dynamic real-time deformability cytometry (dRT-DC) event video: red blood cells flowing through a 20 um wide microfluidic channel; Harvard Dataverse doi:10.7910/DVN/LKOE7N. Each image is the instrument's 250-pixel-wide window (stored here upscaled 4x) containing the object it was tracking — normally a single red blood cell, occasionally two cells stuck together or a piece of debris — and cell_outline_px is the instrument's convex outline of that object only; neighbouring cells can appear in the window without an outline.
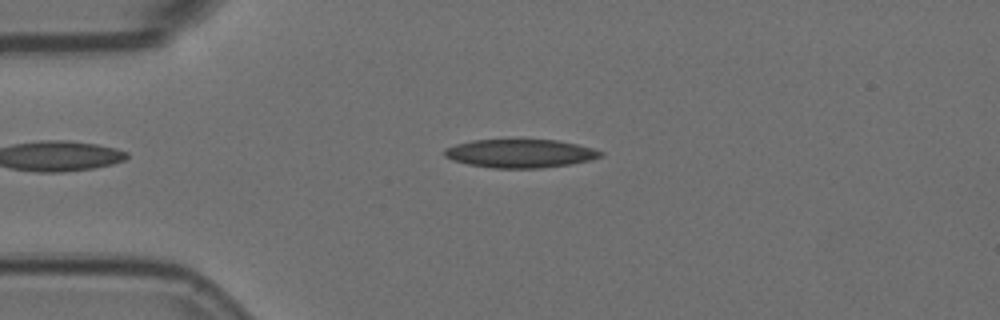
{"species": "Egyptian fruit bat (a non-hibernating species)", "species_latin": "Rousettus aegyptiacus", "temperature_condition": "room temperature", "stored_images_in_passage": 6, "camera_frame_rate_fps": 3000, "um_per_image_px": 0.085, "animal": {"sex": "female"}, "frame": {"image": 1, "passage_image": 4, "time_ms": 1.0, "image_size_px": [1000, 320], "cell_outline_px": [[604, 152], [600, 156], [592, 160], [568, 164], [540, 168], [492, 168], [468, 164], [452, 160], [444, 156], [444, 148], [456, 144], [472, 140], [556, 140], [576, 144], [592, 148]], "centroid_in_image_um": [44.18, 13.04], "position_along_channel_um": 40.8, "area_um2": 25.72}}
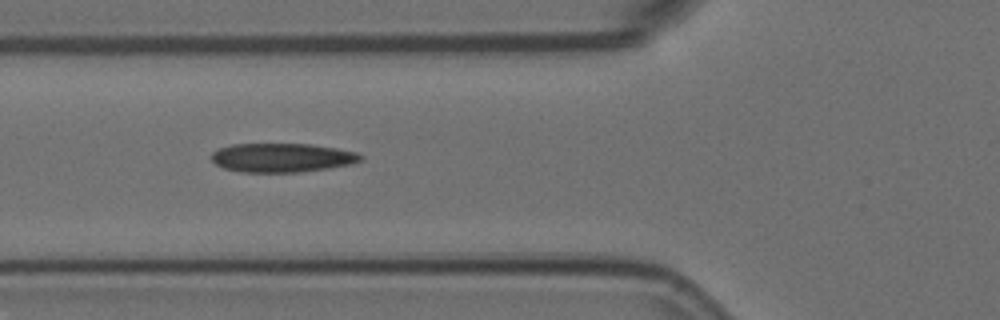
{"frame": {"image": 2, "passage_image": 6, "time_ms": 1.667, "image_size_px": [1000, 320], "cell_outline_px": [[364, 160], [352, 164], [328, 168], [300, 172], [240, 172], [224, 168], [216, 164], [208, 156], [212, 152], [220, 148], [232, 144], [312, 144], [336, 148], [356, 152], [364, 156]], "centroid_in_image_um": [23.98, 13.4], "position_along_channel_um": 101.8, "area_um2": 25.37}}